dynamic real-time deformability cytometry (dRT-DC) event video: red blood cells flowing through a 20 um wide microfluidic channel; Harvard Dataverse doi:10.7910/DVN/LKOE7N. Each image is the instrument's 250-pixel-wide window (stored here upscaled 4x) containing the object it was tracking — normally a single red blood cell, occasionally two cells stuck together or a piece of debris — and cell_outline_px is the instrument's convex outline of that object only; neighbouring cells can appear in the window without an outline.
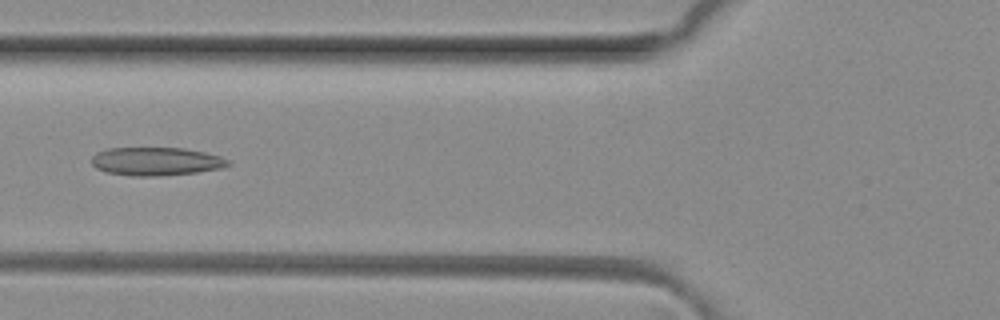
{"species": "common noctule bat (a hibernating species)", "species_latin": "Nyctalus noctula", "temperature_condition": "room temperature", "stored_images_in_passage": 5, "camera_frame_rate_fps": 3000, "um_per_image_px": 0.085, "animal": {"sex": "female", "body_mass_g": 29.2, "forearm_length_mm": 56.3}, "frame": {"image": 1, "passage_image": 5, "time_ms": 1.333, "image_size_px": [1000, 320], "cell_outline_px": [[232, 164], [224, 168], [196, 172], [160, 176], [132, 176], [104, 172], [96, 168], [92, 164], [92, 156], [96, 152], [108, 148], [184, 148], [204, 152], [220, 156], [228, 160]], "centroid_in_image_um": [13.26, 13.72], "position_along_channel_um": 112.5, "area_um2": 22.66}}